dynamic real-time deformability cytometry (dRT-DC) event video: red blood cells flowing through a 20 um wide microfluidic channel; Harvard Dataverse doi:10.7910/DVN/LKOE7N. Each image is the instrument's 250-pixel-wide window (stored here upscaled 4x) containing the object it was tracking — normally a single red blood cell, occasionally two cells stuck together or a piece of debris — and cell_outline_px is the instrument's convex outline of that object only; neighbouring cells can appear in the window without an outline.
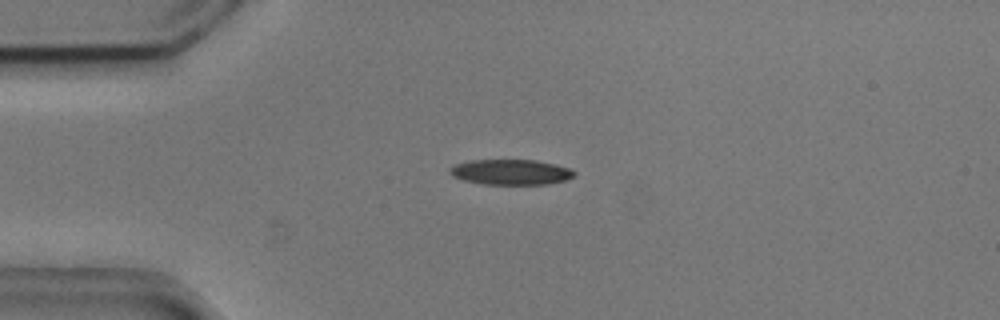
{"species": "common noctule bat (a hibernating species)", "species_latin": "Nyctalus noctula", "temperature_condition": "cold", "stored_images_in_passage": 3, "camera_frame_rate_fps": 3000, "um_per_image_px": 0.085, "animal": {"sex": "male", "body_mass_g": 20.5, "forearm_length_mm": 52.5}, "frame": {"image": 1, "passage_image": 2, "time_ms": 0.333, "image_size_px": [1000, 320], "cell_outline_px": [[576, 176], [564, 180], [548, 184], [480, 184], [464, 180], [452, 176], [448, 172], [448, 168], [452, 164], [468, 160], [536, 160], [556, 164], [572, 168], [576, 172]], "centroid_in_image_um": [43.4, 14.62], "position_along_channel_um": 41.6, "area_um2": 18.73}}